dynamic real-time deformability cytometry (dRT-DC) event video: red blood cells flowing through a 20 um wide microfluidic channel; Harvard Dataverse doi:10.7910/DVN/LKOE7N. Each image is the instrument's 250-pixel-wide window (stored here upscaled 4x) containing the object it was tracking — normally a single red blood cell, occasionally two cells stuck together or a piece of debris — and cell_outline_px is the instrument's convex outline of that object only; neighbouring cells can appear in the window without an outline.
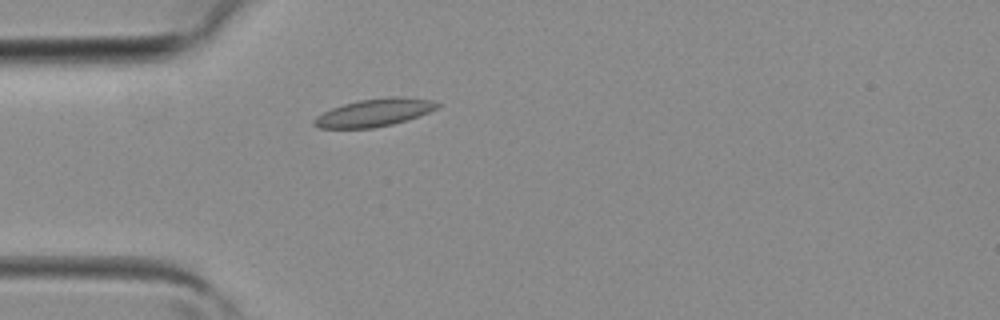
{"species": "common noctule bat (a hibernating species)", "species_latin": "Nyctalus noctula", "temperature_condition": "room temperature", "stored_images_in_passage": 2, "camera_frame_rate_fps": 3000, "um_per_image_px": 0.085, "animal": {"sex": "female", "body_mass_g": 19.3, "forearm_length_mm": 54.1}, "frame": {"image": 1, "passage_image": 2, "time_ms": 0.333, "image_size_px": [1000, 320], "cell_outline_px": [[440, 104], [436, 108], [428, 112], [408, 120], [392, 124], [372, 128], [320, 128], [312, 124], [312, 120], [316, 116], [332, 108], [344, 104], [360, 100], [388, 96], [404, 96], [432, 100]], "centroid_in_image_um": [31.81, 9.56], "position_along_channel_um": 53.2, "area_um2": 19.88}}